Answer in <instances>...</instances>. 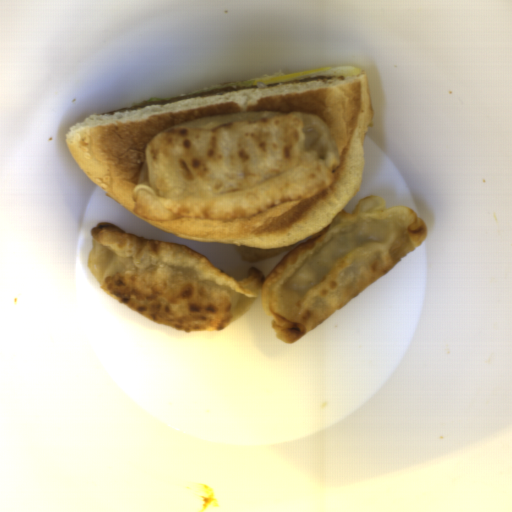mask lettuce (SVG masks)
<instances>
[{"mask_svg":"<svg viewBox=\"0 0 512 512\" xmlns=\"http://www.w3.org/2000/svg\"><path fill=\"white\" fill-rule=\"evenodd\" d=\"M255 85V79H252V78H245V79H241V80H237V81H230V82H227L225 84H222V85H218V86H214V87H210V88H207V89H203V90H200V91H197V92H193V93H190V94H187V95H192V94H197V93H203V92H208V91H213L215 90L216 88H223V87H226V86H232V87H247V86H254ZM187 95H181V96H168V97H163V98H149L147 101H143V102H134L132 106H136V105H140V104H143V103H147V102H156V101H164V100H167V99H171V98H177V97H183V96H187Z\"/></svg>","mask_w":512,"mask_h":512,"instance_id":"9fb2a089","label":"lettuce"}]
</instances>
